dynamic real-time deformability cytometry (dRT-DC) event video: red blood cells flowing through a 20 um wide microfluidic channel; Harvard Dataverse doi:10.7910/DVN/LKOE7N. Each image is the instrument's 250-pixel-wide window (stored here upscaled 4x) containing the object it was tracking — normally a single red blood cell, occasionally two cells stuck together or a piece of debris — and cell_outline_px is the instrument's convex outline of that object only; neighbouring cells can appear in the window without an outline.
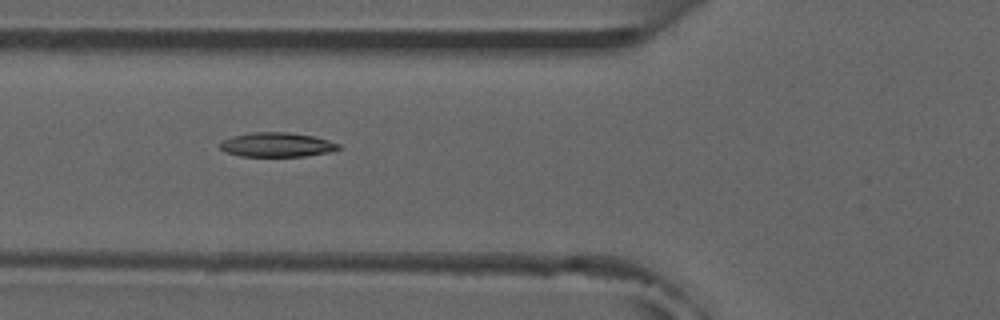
{"species": "common noctule bat (a hibernating species)", "species_latin": "Nyctalus noctula", "temperature_condition": "room temperature", "stored_images_in_passage": 8, "camera_frame_rate_fps": 3000, "um_per_image_px": 0.085, "animal": {"sex": "male", "forearm_length_mm": 52.5}, "frame": {"image": 1, "passage_image": 6, "time_ms": 5.667, "image_size_px": [1000, 320], "cell_outline_px": [[340, 148], [328, 152], [304, 156], [240, 156], [224, 152], [220, 148], [220, 144], [224, 140], [232, 136], [252, 132], [288, 132], [316, 136], [340, 144]], "centroid_in_image_um": [23.53, 12.29], "position_along_channel_um": 102.3, "area_um2": 16.82}}
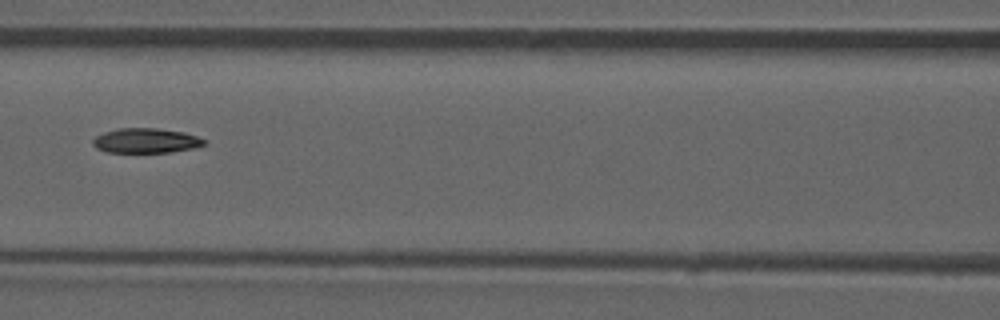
{"frame": {"image": 2, "passage_image": 7, "time_ms": 7.0, "image_size_px": [1000, 320], "cell_outline_px": [[208, 144], [192, 148], [172, 152], [104, 152], [96, 148], [92, 144], [92, 140], [96, 136], [104, 132], [120, 128], [156, 128], [184, 132], [208, 140]], "centroid_in_image_um": [12.42, 11.96], "position_along_channel_um": 154.2, "area_um2": 16.18}}